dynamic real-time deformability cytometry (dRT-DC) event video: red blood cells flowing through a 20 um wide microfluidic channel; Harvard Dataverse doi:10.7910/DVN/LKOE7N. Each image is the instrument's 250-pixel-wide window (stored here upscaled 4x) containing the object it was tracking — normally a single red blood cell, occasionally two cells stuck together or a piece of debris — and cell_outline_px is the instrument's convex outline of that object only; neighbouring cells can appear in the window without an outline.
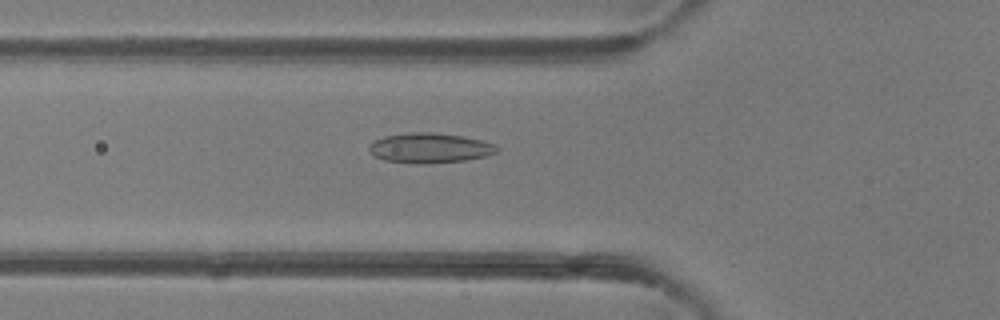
{"species": "common noctule bat (a hibernating species)", "species_latin": "Nyctalus noctula", "temperature_condition": "room temperature", "stored_images_in_passage": 48, "camera_frame_rate_fps": 3000, "um_per_image_px": 0.085, "animal": {"sex": "female"}, "frame": {"image": 1, "passage_image": 17, "time_ms": 5.333, "image_size_px": [1000, 320], "cell_outline_px": [[500, 148], [496, 152], [484, 156], [464, 160], [384, 160], [376, 156], [368, 148], [376, 140], [384, 136], [412, 132], [432, 132], [464, 136], [496, 144]], "centroid_in_image_um": [36.6, 12.5], "position_along_channel_um": 89.2, "area_um2": 20.87}}
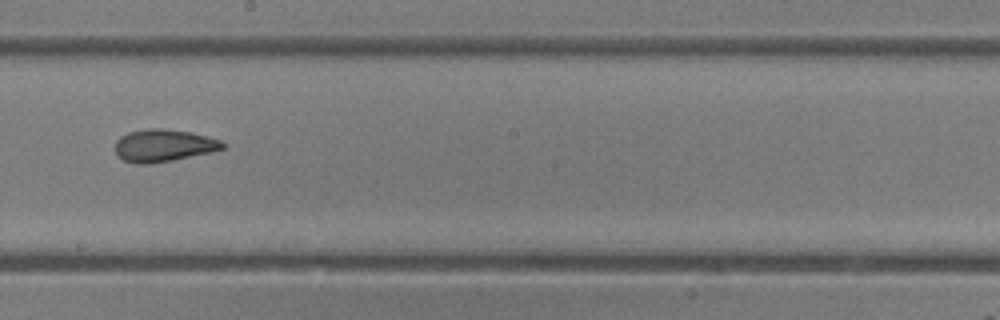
{"frame": {"image": 2, "passage_image": 27, "time_ms": 8.667, "image_size_px": [1000, 320], "cell_outline_px": [[224, 148], [212, 152], [172, 160], [148, 164], [136, 164], [124, 160], [116, 152], [116, 140], [120, 136], [128, 132], [148, 128], [160, 128], [192, 132], [220, 140], [224, 144]], "centroid_in_image_um": [13.9, 12.36], "position_along_channel_um": 234.3, "area_um2": 20.17}}
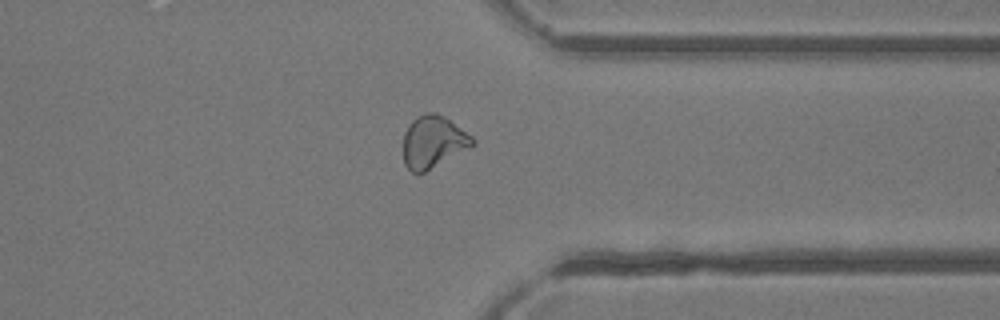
{"frame": {"image": 3, "passage_image": 37, "time_ms": 12.0, "image_size_px": [1000, 320], "cell_outline_px": [[476, 144], [472, 148], [424, 172], [412, 172], [404, 164], [404, 132], [408, 124], [416, 116], [424, 112], [436, 112], [444, 116], [472, 136], [476, 140]], "centroid_in_image_um": [36.85, 12.04], "position_along_channel_um": 374.6, "area_um2": 21.33}, "authors_computed_cell_mechanics": {"area_um2": 21.7906, "velocity_mm_per_s": 4.3225, "shape_relaxation_time_tau1_ms": 7.8885, "shape_relaxation_time_tau2_ms": 1.5592, "deformation_change_tau1": 0.2159, "deformation_change_tau2": 0.0696}}